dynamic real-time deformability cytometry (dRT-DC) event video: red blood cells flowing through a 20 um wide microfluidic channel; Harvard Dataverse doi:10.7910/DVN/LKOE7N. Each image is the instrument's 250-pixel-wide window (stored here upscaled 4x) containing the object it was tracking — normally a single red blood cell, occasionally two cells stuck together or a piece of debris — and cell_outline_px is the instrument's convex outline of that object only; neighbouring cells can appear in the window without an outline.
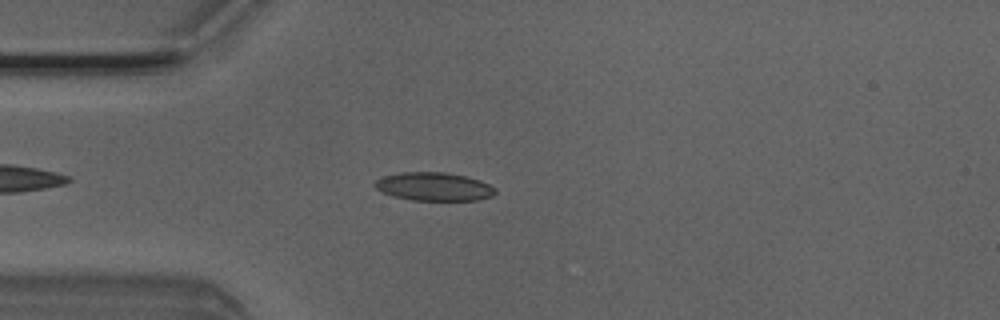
{"species": "Egyptian fruit bat (a non-hibernating species)", "species_latin": "Rousettus aegyptiacus", "temperature_condition": "room temperature", "stored_images_in_passage": 4, "camera_frame_rate_fps": 3000, "um_per_image_px": 0.085, "animal": {"sex": "male"}, "frame": {"image": 1, "passage_image": 3, "time_ms": 0.667, "image_size_px": [1000, 320], "cell_outline_px": [[496, 192], [492, 196], [476, 200], [412, 200], [392, 196], [376, 188], [372, 184], [376, 180], [384, 176], [400, 172], [448, 172], [480, 180], [496, 188]], "centroid_in_image_um": [36.88, 15.85], "position_along_channel_um": 48.1, "area_um2": 19.88}}